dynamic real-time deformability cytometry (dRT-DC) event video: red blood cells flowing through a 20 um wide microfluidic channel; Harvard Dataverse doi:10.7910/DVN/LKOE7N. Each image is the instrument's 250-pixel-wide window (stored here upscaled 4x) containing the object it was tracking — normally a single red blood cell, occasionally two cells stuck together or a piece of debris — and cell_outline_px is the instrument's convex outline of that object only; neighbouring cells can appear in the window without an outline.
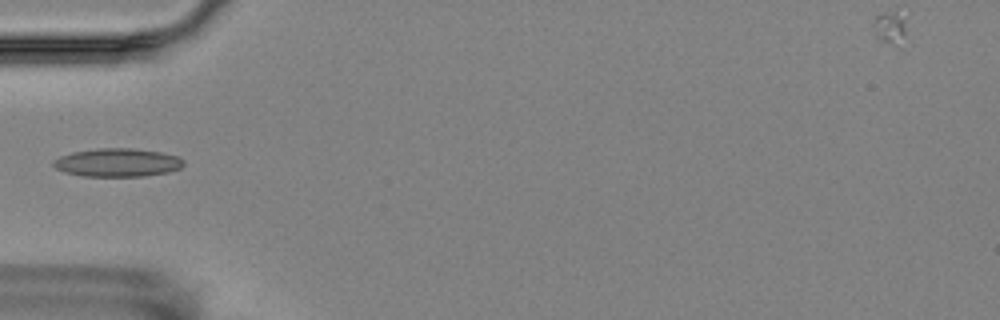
{"species": "Egyptian fruit bat (a non-hibernating species)", "species_latin": "Rousettus aegyptiacus", "temperature_condition": "room temperature", "stored_images_in_passage": 7, "camera_frame_rate_fps": 3000, "um_per_image_px": 0.085, "animal": {"sex": "female"}, "frame": {"image": 1, "passage_image": 7, "time_ms": 7.0, "image_size_px": [1000, 320], "cell_outline_px": [[184, 164], [180, 168], [168, 172], [144, 176], [80, 176], [64, 172], [56, 168], [52, 164], [52, 160], [60, 156], [72, 152], [100, 148], [132, 148], [160, 152], [180, 156], [184, 160]], "centroid_in_image_um": [9.98, 13.81], "position_along_channel_um": 75.0, "area_um2": 21.62}}